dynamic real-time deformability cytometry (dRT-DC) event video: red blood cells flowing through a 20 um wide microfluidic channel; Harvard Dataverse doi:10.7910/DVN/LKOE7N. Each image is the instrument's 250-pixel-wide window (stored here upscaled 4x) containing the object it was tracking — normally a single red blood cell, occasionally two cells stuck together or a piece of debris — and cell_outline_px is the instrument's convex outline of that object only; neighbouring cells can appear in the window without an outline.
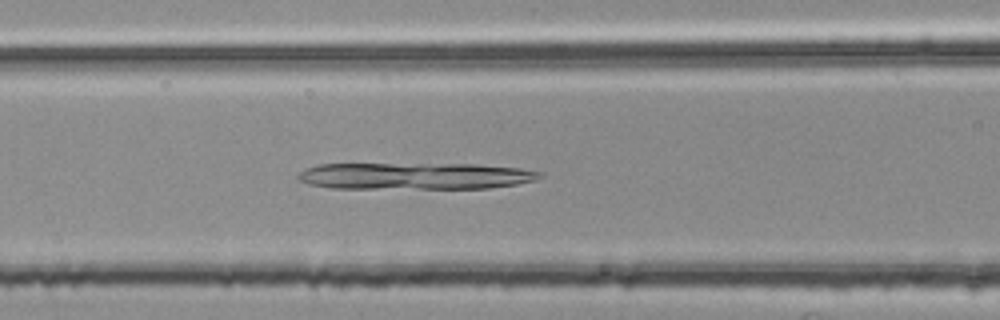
{"species": "common noctule bat (a hibernating species)", "species_latin": "Nyctalus noctula", "temperature_condition": "room temperature", "stored_images_in_passage": 38, "camera_frame_rate_fps": 3000, "um_per_image_px": 0.085, "animal": {"sex": "female", "body_mass_g": 25.1}, "frame": {"image": 1, "passage_image": 6, "time_ms": 1.667, "image_size_px": [1000, 320], "cell_outline_px": [[544, 172], [540, 176], [532, 180], [516, 184], [488, 188], [332, 188], [308, 184], [300, 180], [296, 176], [304, 168], [316, 164], [476, 164], [520, 168]], "centroid_in_image_um": [35.23, 14.95], "position_along_channel_um": 131.4, "area_um2": 37.63}}
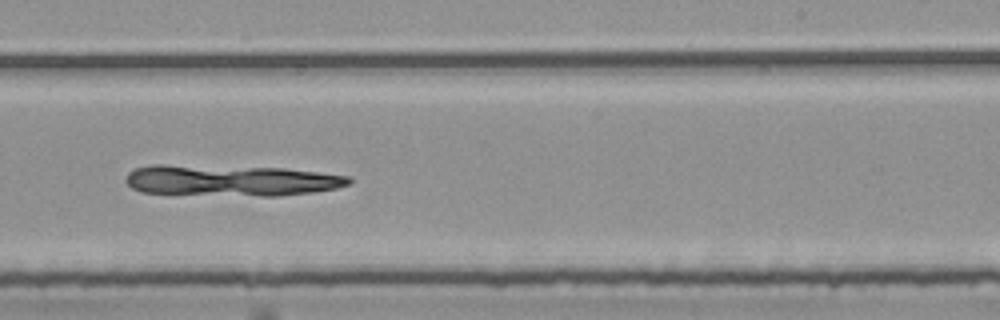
{"frame": {"image": 2, "passage_image": 17, "time_ms": 5.333, "image_size_px": [1000, 320], "cell_outline_px": [[352, 180], [348, 184], [336, 188], [312, 192], [280, 196], [260, 196], [140, 192], [132, 188], [124, 180], [128, 172], [136, 168], [152, 164], [164, 164], [284, 168], [348, 176]], "centroid_in_image_um": [19.58, 15.33], "position_along_channel_um": 269.4, "area_um2": 40.4}}
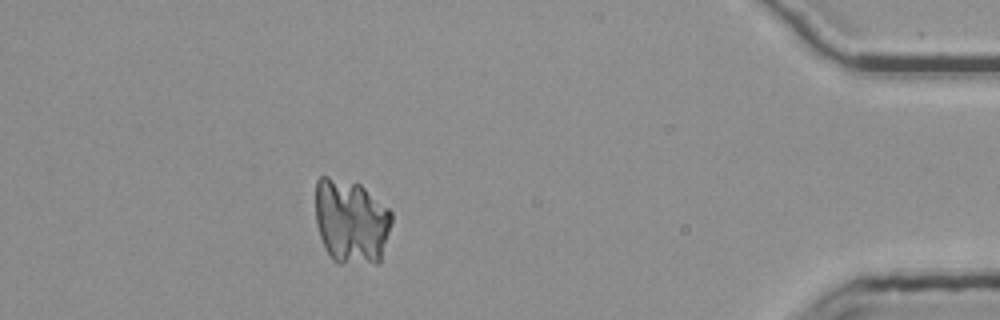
{"frame": {"image": 3, "passage_image": 32, "time_ms": 10.333, "image_size_px": [1000, 320], "cell_outline_px": [[392, 220], [380, 264], [340, 264], [332, 260], [328, 256], [324, 248], [316, 224], [316, 180], [320, 176], [328, 176], [360, 184], [388, 208], [392, 212]], "centroid_in_image_um": [29.84, 18.86], "position_along_channel_um": 405.4, "area_um2": 38.15}}